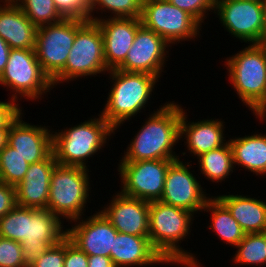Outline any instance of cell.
Here are the masks:
<instances>
[{
    "mask_svg": "<svg viewBox=\"0 0 266 267\" xmlns=\"http://www.w3.org/2000/svg\"><path fill=\"white\" fill-rule=\"evenodd\" d=\"M181 105L175 100L166 101L153 112H147V119L135 132V138L132 137L119 161L180 159V152L176 154L174 150L181 143Z\"/></svg>",
    "mask_w": 266,
    "mask_h": 267,
    "instance_id": "obj_1",
    "label": "cell"
},
{
    "mask_svg": "<svg viewBox=\"0 0 266 267\" xmlns=\"http://www.w3.org/2000/svg\"><path fill=\"white\" fill-rule=\"evenodd\" d=\"M194 218L192 212L165 204L160 200L149 202V240L169 266H205L199 262L197 254L185 250L181 245L194 230L191 229Z\"/></svg>",
    "mask_w": 266,
    "mask_h": 267,
    "instance_id": "obj_2",
    "label": "cell"
},
{
    "mask_svg": "<svg viewBox=\"0 0 266 267\" xmlns=\"http://www.w3.org/2000/svg\"><path fill=\"white\" fill-rule=\"evenodd\" d=\"M110 90L100 115L116 130L130 122L137 114L145 112L159 82L157 76L148 73L109 70ZM153 93V94H152Z\"/></svg>",
    "mask_w": 266,
    "mask_h": 267,
    "instance_id": "obj_3",
    "label": "cell"
},
{
    "mask_svg": "<svg viewBox=\"0 0 266 267\" xmlns=\"http://www.w3.org/2000/svg\"><path fill=\"white\" fill-rule=\"evenodd\" d=\"M97 115L69 128L52 131V150L58 164L90 170L88 160L100 154L117 134L99 113Z\"/></svg>",
    "mask_w": 266,
    "mask_h": 267,
    "instance_id": "obj_4",
    "label": "cell"
},
{
    "mask_svg": "<svg viewBox=\"0 0 266 267\" xmlns=\"http://www.w3.org/2000/svg\"><path fill=\"white\" fill-rule=\"evenodd\" d=\"M227 78L251 113L266 101V46L248 44L224 61Z\"/></svg>",
    "mask_w": 266,
    "mask_h": 267,
    "instance_id": "obj_5",
    "label": "cell"
},
{
    "mask_svg": "<svg viewBox=\"0 0 266 267\" xmlns=\"http://www.w3.org/2000/svg\"><path fill=\"white\" fill-rule=\"evenodd\" d=\"M108 71L103 36L97 22L76 18L73 46L65 67L52 79L54 88L61 83L98 77L97 74L107 75Z\"/></svg>",
    "mask_w": 266,
    "mask_h": 267,
    "instance_id": "obj_6",
    "label": "cell"
},
{
    "mask_svg": "<svg viewBox=\"0 0 266 267\" xmlns=\"http://www.w3.org/2000/svg\"><path fill=\"white\" fill-rule=\"evenodd\" d=\"M89 172L91 170L86 168L58 163L54 167L47 209L63 222L66 220L65 222L70 223L86 216V208L89 209L87 202L91 203L92 197L91 182L93 181H90Z\"/></svg>",
    "mask_w": 266,
    "mask_h": 267,
    "instance_id": "obj_7",
    "label": "cell"
},
{
    "mask_svg": "<svg viewBox=\"0 0 266 267\" xmlns=\"http://www.w3.org/2000/svg\"><path fill=\"white\" fill-rule=\"evenodd\" d=\"M0 86L11 90L9 98L17 102L23 98L26 101H41L54 88L52 80L38 62L34 49L10 50L8 62L0 75Z\"/></svg>",
    "mask_w": 266,
    "mask_h": 267,
    "instance_id": "obj_8",
    "label": "cell"
},
{
    "mask_svg": "<svg viewBox=\"0 0 266 267\" xmlns=\"http://www.w3.org/2000/svg\"><path fill=\"white\" fill-rule=\"evenodd\" d=\"M141 24L161 36L171 47L201 37V24L187 11L167 0H154L142 4ZM178 43V44H177Z\"/></svg>",
    "mask_w": 266,
    "mask_h": 267,
    "instance_id": "obj_9",
    "label": "cell"
},
{
    "mask_svg": "<svg viewBox=\"0 0 266 267\" xmlns=\"http://www.w3.org/2000/svg\"><path fill=\"white\" fill-rule=\"evenodd\" d=\"M178 159L119 161L117 173L122 194L147 202L161 199L167 170Z\"/></svg>",
    "mask_w": 266,
    "mask_h": 267,
    "instance_id": "obj_10",
    "label": "cell"
},
{
    "mask_svg": "<svg viewBox=\"0 0 266 267\" xmlns=\"http://www.w3.org/2000/svg\"><path fill=\"white\" fill-rule=\"evenodd\" d=\"M214 14L232 38L246 44L264 43L262 1L216 0Z\"/></svg>",
    "mask_w": 266,
    "mask_h": 267,
    "instance_id": "obj_11",
    "label": "cell"
},
{
    "mask_svg": "<svg viewBox=\"0 0 266 267\" xmlns=\"http://www.w3.org/2000/svg\"><path fill=\"white\" fill-rule=\"evenodd\" d=\"M182 160L181 158L175 160L169 166L160 201L190 211L194 215L201 214L212 195L207 194V189H204L201 185L202 181H199V175H194L195 171L190 169L194 168L190 163L192 161Z\"/></svg>",
    "mask_w": 266,
    "mask_h": 267,
    "instance_id": "obj_12",
    "label": "cell"
},
{
    "mask_svg": "<svg viewBox=\"0 0 266 267\" xmlns=\"http://www.w3.org/2000/svg\"><path fill=\"white\" fill-rule=\"evenodd\" d=\"M75 36L76 18L37 27L35 54L51 80L65 67Z\"/></svg>",
    "mask_w": 266,
    "mask_h": 267,
    "instance_id": "obj_13",
    "label": "cell"
},
{
    "mask_svg": "<svg viewBox=\"0 0 266 267\" xmlns=\"http://www.w3.org/2000/svg\"><path fill=\"white\" fill-rule=\"evenodd\" d=\"M65 226L50 210L27 207L26 239L20 242L26 267H30L39 256L66 237Z\"/></svg>",
    "mask_w": 266,
    "mask_h": 267,
    "instance_id": "obj_14",
    "label": "cell"
},
{
    "mask_svg": "<svg viewBox=\"0 0 266 267\" xmlns=\"http://www.w3.org/2000/svg\"><path fill=\"white\" fill-rule=\"evenodd\" d=\"M170 48V49H169ZM171 46L154 31L141 26L124 62L117 68L125 72L148 73L163 78ZM165 64V65H164ZM163 72V73H162Z\"/></svg>",
    "mask_w": 266,
    "mask_h": 267,
    "instance_id": "obj_15",
    "label": "cell"
},
{
    "mask_svg": "<svg viewBox=\"0 0 266 267\" xmlns=\"http://www.w3.org/2000/svg\"><path fill=\"white\" fill-rule=\"evenodd\" d=\"M85 217L68 223L66 237L87 255L110 257L118 231L99 209Z\"/></svg>",
    "mask_w": 266,
    "mask_h": 267,
    "instance_id": "obj_16",
    "label": "cell"
},
{
    "mask_svg": "<svg viewBox=\"0 0 266 267\" xmlns=\"http://www.w3.org/2000/svg\"><path fill=\"white\" fill-rule=\"evenodd\" d=\"M24 111L11 123L8 145L15 149L27 163L45 160L52 152V127L32 125L23 118ZM24 119V120H23Z\"/></svg>",
    "mask_w": 266,
    "mask_h": 267,
    "instance_id": "obj_17",
    "label": "cell"
},
{
    "mask_svg": "<svg viewBox=\"0 0 266 267\" xmlns=\"http://www.w3.org/2000/svg\"><path fill=\"white\" fill-rule=\"evenodd\" d=\"M107 205L99 209L121 233L149 236V202L122 194H113Z\"/></svg>",
    "mask_w": 266,
    "mask_h": 267,
    "instance_id": "obj_18",
    "label": "cell"
},
{
    "mask_svg": "<svg viewBox=\"0 0 266 267\" xmlns=\"http://www.w3.org/2000/svg\"><path fill=\"white\" fill-rule=\"evenodd\" d=\"M186 111V112H185ZM187 110L182 108L180 119V140L186 145L181 156L191 155L195 159L203 153L217 149L228 142L224 137L226 124L222 119L208 118L190 121ZM189 120V121H188ZM186 140V141H185ZM187 149V150H186ZM187 151V152H186ZM195 156V157H193Z\"/></svg>",
    "mask_w": 266,
    "mask_h": 267,
    "instance_id": "obj_19",
    "label": "cell"
},
{
    "mask_svg": "<svg viewBox=\"0 0 266 267\" xmlns=\"http://www.w3.org/2000/svg\"><path fill=\"white\" fill-rule=\"evenodd\" d=\"M104 41V59L108 70L117 69L133 45L140 18H104L96 21Z\"/></svg>",
    "mask_w": 266,
    "mask_h": 267,
    "instance_id": "obj_20",
    "label": "cell"
},
{
    "mask_svg": "<svg viewBox=\"0 0 266 267\" xmlns=\"http://www.w3.org/2000/svg\"><path fill=\"white\" fill-rule=\"evenodd\" d=\"M56 164L52 152L45 160L29 165L23 180L15 186L17 205L47 209L50 181Z\"/></svg>",
    "mask_w": 266,
    "mask_h": 267,
    "instance_id": "obj_21",
    "label": "cell"
},
{
    "mask_svg": "<svg viewBox=\"0 0 266 267\" xmlns=\"http://www.w3.org/2000/svg\"><path fill=\"white\" fill-rule=\"evenodd\" d=\"M110 258L115 267H146L169 265L152 246L149 236H135L118 232Z\"/></svg>",
    "mask_w": 266,
    "mask_h": 267,
    "instance_id": "obj_22",
    "label": "cell"
},
{
    "mask_svg": "<svg viewBox=\"0 0 266 267\" xmlns=\"http://www.w3.org/2000/svg\"><path fill=\"white\" fill-rule=\"evenodd\" d=\"M37 27L16 3H0V37L11 49H34Z\"/></svg>",
    "mask_w": 266,
    "mask_h": 267,
    "instance_id": "obj_23",
    "label": "cell"
},
{
    "mask_svg": "<svg viewBox=\"0 0 266 267\" xmlns=\"http://www.w3.org/2000/svg\"><path fill=\"white\" fill-rule=\"evenodd\" d=\"M215 195L231 212L245 234L266 232V201L249 195Z\"/></svg>",
    "mask_w": 266,
    "mask_h": 267,
    "instance_id": "obj_24",
    "label": "cell"
},
{
    "mask_svg": "<svg viewBox=\"0 0 266 267\" xmlns=\"http://www.w3.org/2000/svg\"><path fill=\"white\" fill-rule=\"evenodd\" d=\"M232 149L234 166L255 174L258 178L266 176V134L251 133L228 139ZM262 176V177H261Z\"/></svg>",
    "mask_w": 266,
    "mask_h": 267,
    "instance_id": "obj_25",
    "label": "cell"
},
{
    "mask_svg": "<svg viewBox=\"0 0 266 267\" xmlns=\"http://www.w3.org/2000/svg\"><path fill=\"white\" fill-rule=\"evenodd\" d=\"M201 212H209L211 221L207 228L212 230L213 235H217L223 244L231 246L234 250L244 238L245 233L228 208L216 196H212Z\"/></svg>",
    "mask_w": 266,
    "mask_h": 267,
    "instance_id": "obj_26",
    "label": "cell"
},
{
    "mask_svg": "<svg viewBox=\"0 0 266 267\" xmlns=\"http://www.w3.org/2000/svg\"><path fill=\"white\" fill-rule=\"evenodd\" d=\"M198 174L204 176L207 181L220 184L229 179L235 172L232 149L227 142L225 145L201 154L197 158ZM200 170V173H199Z\"/></svg>",
    "mask_w": 266,
    "mask_h": 267,
    "instance_id": "obj_27",
    "label": "cell"
},
{
    "mask_svg": "<svg viewBox=\"0 0 266 267\" xmlns=\"http://www.w3.org/2000/svg\"><path fill=\"white\" fill-rule=\"evenodd\" d=\"M232 257L234 265H266V232L245 234Z\"/></svg>",
    "mask_w": 266,
    "mask_h": 267,
    "instance_id": "obj_28",
    "label": "cell"
},
{
    "mask_svg": "<svg viewBox=\"0 0 266 267\" xmlns=\"http://www.w3.org/2000/svg\"><path fill=\"white\" fill-rule=\"evenodd\" d=\"M141 8L142 5L138 0H89L88 20L96 22L107 16L110 18H140ZM98 12L100 16H94V13L99 14Z\"/></svg>",
    "mask_w": 266,
    "mask_h": 267,
    "instance_id": "obj_29",
    "label": "cell"
},
{
    "mask_svg": "<svg viewBox=\"0 0 266 267\" xmlns=\"http://www.w3.org/2000/svg\"><path fill=\"white\" fill-rule=\"evenodd\" d=\"M16 4L36 27L58 23L65 18L53 0H19Z\"/></svg>",
    "mask_w": 266,
    "mask_h": 267,
    "instance_id": "obj_30",
    "label": "cell"
},
{
    "mask_svg": "<svg viewBox=\"0 0 266 267\" xmlns=\"http://www.w3.org/2000/svg\"><path fill=\"white\" fill-rule=\"evenodd\" d=\"M29 165L15 149L7 145L0 152V181L17 186L26 175Z\"/></svg>",
    "mask_w": 266,
    "mask_h": 267,
    "instance_id": "obj_31",
    "label": "cell"
},
{
    "mask_svg": "<svg viewBox=\"0 0 266 267\" xmlns=\"http://www.w3.org/2000/svg\"><path fill=\"white\" fill-rule=\"evenodd\" d=\"M27 207L16 205L0 218V236L21 242L26 239Z\"/></svg>",
    "mask_w": 266,
    "mask_h": 267,
    "instance_id": "obj_32",
    "label": "cell"
},
{
    "mask_svg": "<svg viewBox=\"0 0 266 267\" xmlns=\"http://www.w3.org/2000/svg\"><path fill=\"white\" fill-rule=\"evenodd\" d=\"M174 6L187 11L201 25H205V20L209 18V12L214 13L216 0H167ZM203 23V24H202Z\"/></svg>",
    "mask_w": 266,
    "mask_h": 267,
    "instance_id": "obj_33",
    "label": "cell"
},
{
    "mask_svg": "<svg viewBox=\"0 0 266 267\" xmlns=\"http://www.w3.org/2000/svg\"><path fill=\"white\" fill-rule=\"evenodd\" d=\"M0 267H26L19 242L0 236Z\"/></svg>",
    "mask_w": 266,
    "mask_h": 267,
    "instance_id": "obj_34",
    "label": "cell"
},
{
    "mask_svg": "<svg viewBox=\"0 0 266 267\" xmlns=\"http://www.w3.org/2000/svg\"><path fill=\"white\" fill-rule=\"evenodd\" d=\"M65 18L88 20L89 0H53Z\"/></svg>",
    "mask_w": 266,
    "mask_h": 267,
    "instance_id": "obj_35",
    "label": "cell"
},
{
    "mask_svg": "<svg viewBox=\"0 0 266 267\" xmlns=\"http://www.w3.org/2000/svg\"><path fill=\"white\" fill-rule=\"evenodd\" d=\"M65 238L57 245L50 247L30 267H64Z\"/></svg>",
    "mask_w": 266,
    "mask_h": 267,
    "instance_id": "obj_36",
    "label": "cell"
},
{
    "mask_svg": "<svg viewBox=\"0 0 266 267\" xmlns=\"http://www.w3.org/2000/svg\"><path fill=\"white\" fill-rule=\"evenodd\" d=\"M64 267H88V255L65 237Z\"/></svg>",
    "mask_w": 266,
    "mask_h": 267,
    "instance_id": "obj_37",
    "label": "cell"
},
{
    "mask_svg": "<svg viewBox=\"0 0 266 267\" xmlns=\"http://www.w3.org/2000/svg\"><path fill=\"white\" fill-rule=\"evenodd\" d=\"M19 102L9 99L0 101V128H10L11 123L24 111Z\"/></svg>",
    "mask_w": 266,
    "mask_h": 267,
    "instance_id": "obj_38",
    "label": "cell"
},
{
    "mask_svg": "<svg viewBox=\"0 0 266 267\" xmlns=\"http://www.w3.org/2000/svg\"><path fill=\"white\" fill-rule=\"evenodd\" d=\"M16 205L15 187L0 181V218L11 211Z\"/></svg>",
    "mask_w": 266,
    "mask_h": 267,
    "instance_id": "obj_39",
    "label": "cell"
},
{
    "mask_svg": "<svg viewBox=\"0 0 266 267\" xmlns=\"http://www.w3.org/2000/svg\"><path fill=\"white\" fill-rule=\"evenodd\" d=\"M88 267H115L111 258L102 255H88Z\"/></svg>",
    "mask_w": 266,
    "mask_h": 267,
    "instance_id": "obj_40",
    "label": "cell"
},
{
    "mask_svg": "<svg viewBox=\"0 0 266 267\" xmlns=\"http://www.w3.org/2000/svg\"><path fill=\"white\" fill-rule=\"evenodd\" d=\"M10 50L9 45L0 37V75L8 62Z\"/></svg>",
    "mask_w": 266,
    "mask_h": 267,
    "instance_id": "obj_41",
    "label": "cell"
},
{
    "mask_svg": "<svg viewBox=\"0 0 266 267\" xmlns=\"http://www.w3.org/2000/svg\"><path fill=\"white\" fill-rule=\"evenodd\" d=\"M10 128H0V152L8 145V133Z\"/></svg>",
    "mask_w": 266,
    "mask_h": 267,
    "instance_id": "obj_42",
    "label": "cell"
},
{
    "mask_svg": "<svg viewBox=\"0 0 266 267\" xmlns=\"http://www.w3.org/2000/svg\"><path fill=\"white\" fill-rule=\"evenodd\" d=\"M254 116H256L255 118L258 120H260V122L263 123L266 122V101L263 103V105L258 109L256 110L254 113H253Z\"/></svg>",
    "mask_w": 266,
    "mask_h": 267,
    "instance_id": "obj_43",
    "label": "cell"
},
{
    "mask_svg": "<svg viewBox=\"0 0 266 267\" xmlns=\"http://www.w3.org/2000/svg\"><path fill=\"white\" fill-rule=\"evenodd\" d=\"M263 17H264V42H266V0H262Z\"/></svg>",
    "mask_w": 266,
    "mask_h": 267,
    "instance_id": "obj_44",
    "label": "cell"
},
{
    "mask_svg": "<svg viewBox=\"0 0 266 267\" xmlns=\"http://www.w3.org/2000/svg\"><path fill=\"white\" fill-rule=\"evenodd\" d=\"M19 0H0V3H17Z\"/></svg>",
    "mask_w": 266,
    "mask_h": 267,
    "instance_id": "obj_45",
    "label": "cell"
},
{
    "mask_svg": "<svg viewBox=\"0 0 266 267\" xmlns=\"http://www.w3.org/2000/svg\"><path fill=\"white\" fill-rule=\"evenodd\" d=\"M140 3H141V5L142 4H144V3H146V2H149V1H154V0H138Z\"/></svg>",
    "mask_w": 266,
    "mask_h": 267,
    "instance_id": "obj_46",
    "label": "cell"
}]
</instances>
